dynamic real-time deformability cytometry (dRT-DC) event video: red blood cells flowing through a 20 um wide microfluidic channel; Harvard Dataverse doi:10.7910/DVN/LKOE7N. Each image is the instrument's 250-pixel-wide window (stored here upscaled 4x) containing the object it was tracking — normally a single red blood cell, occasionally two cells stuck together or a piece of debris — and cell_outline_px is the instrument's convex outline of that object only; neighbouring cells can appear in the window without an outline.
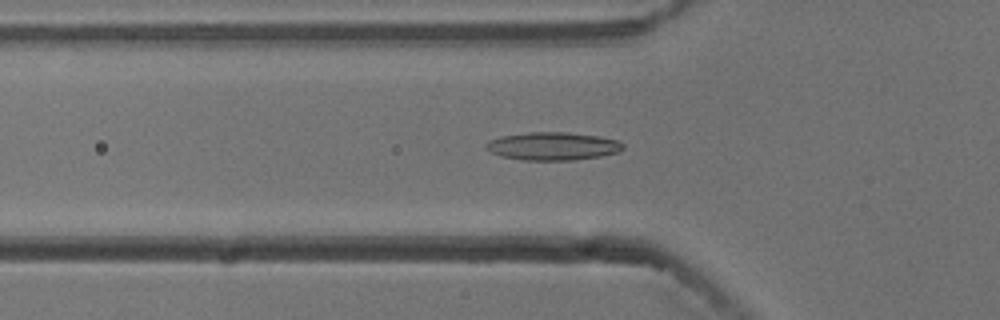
{"species": "common noctule bat (a hibernating species)", "species_latin": "Nyctalus noctula", "temperature_condition": "cold", "stored_images_in_passage": 36, "camera_frame_rate_fps": 3000, "um_per_image_px": 0.085, "animal": {"sex": "male", "body_mass_g": 13.3}, "frame": {"image": 1, "passage_image": 3, "time_ms": 0.667, "image_size_px": [1000, 320], "cell_outline_px": [[624, 148], [616, 152], [600, 156], [572, 160], [524, 160], [500, 156], [492, 152], [484, 144], [488, 140], [500, 136], [528, 132], [568, 132], [596, 136], [616, 140], [624, 144]], "centroid_in_image_um": [46.95, 12.42], "position_along_channel_um": 78.9, "area_um2": 22.2}}
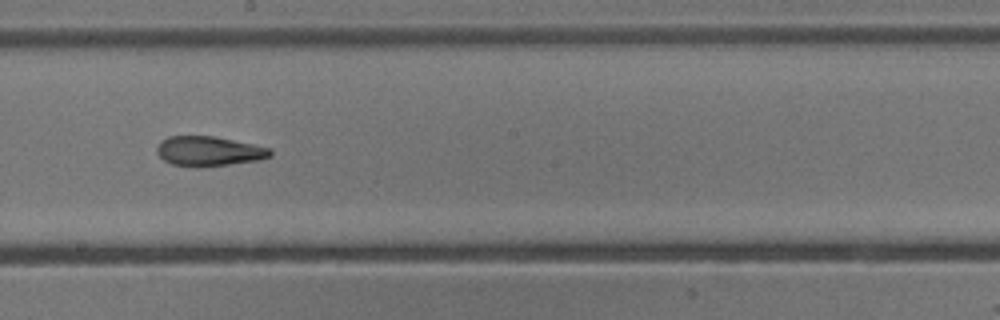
{"frame": {"image": 2, "passage_image": 15, "time_ms": 4.667, "image_size_px": [1000, 320], "cell_outline_px": [[272, 156], [260, 160], [196, 168], [172, 164], [164, 160], [156, 152], [156, 148], [160, 140], [168, 136], [216, 136], [252, 144], [268, 148], [272, 152]], "centroid_in_image_um": [17.72, 12.85], "position_along_channel_um": 230.5, "area_um2": 19.77}}
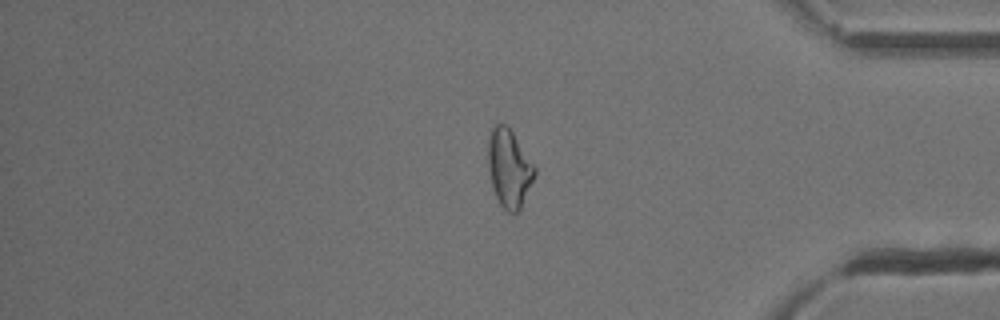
{"frame": {"image": 3, "passage_image": 30, "time_ms": 9.667, "image_size_px": [1000, 320], "cell_outline_px": [[536, 172], [520, 208], [516, 212], [508, 212], [500, 204], [492, 188], [488, 168], [488, 140], [492, 124], [496, 120], [504, 124], [512, 132], [536, 168]], "centroid_in_image_um": [43.23, 14.25], "position_along_channel_um": 392.0, "area_um2": 20.98}}